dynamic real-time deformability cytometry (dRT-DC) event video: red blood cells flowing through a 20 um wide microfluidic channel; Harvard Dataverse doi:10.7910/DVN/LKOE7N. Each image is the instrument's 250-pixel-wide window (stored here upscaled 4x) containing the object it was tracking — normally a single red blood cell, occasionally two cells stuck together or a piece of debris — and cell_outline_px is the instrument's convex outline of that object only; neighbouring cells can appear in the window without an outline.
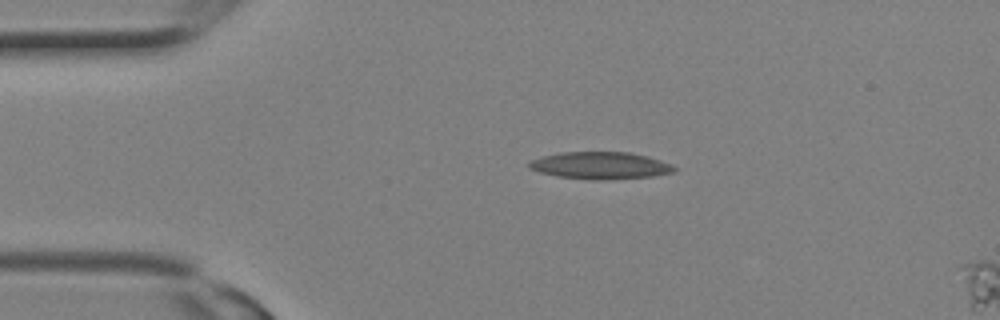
{"species": "Egyptian fruit bat (a non-hibernating species)", "species_latin": "Rousettus aegyptiacus", "temperature_condition": "room temperature", "stored_images_in_passage": 2, "segment_of_instrument_passage": [1, 2], "camera_frame_rate_fps": 3000, "um_per_image_px": 0.085, "animal": {"sex": "female"}, "frame": {"image": 1, "passage_image": 1, "time_ms": 0.0, "image_size_px": [1000, 320], "cell_outline_px": [[676, 172], [652, 176], [600, 180], [592, 180], [556, 176], [540, 172], [528, 168], [528, 160], [540, 156], [560, 152], [628, 152], [648, 156], [660, 160], [676, 168]], "centroid_in_image_um": [50.97, 14.06], "position_along_channel_um": 34.0, "area_um2": 23.06}}